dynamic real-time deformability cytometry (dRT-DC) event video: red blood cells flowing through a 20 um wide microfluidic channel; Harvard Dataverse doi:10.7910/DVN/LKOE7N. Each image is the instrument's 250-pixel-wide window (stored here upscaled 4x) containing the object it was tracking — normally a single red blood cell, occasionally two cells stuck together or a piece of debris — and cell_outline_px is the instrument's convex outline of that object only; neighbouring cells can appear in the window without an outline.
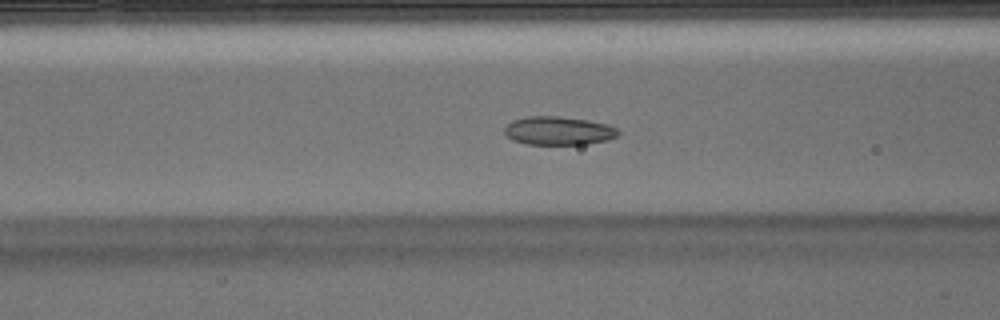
{"species": "Egyptian fruit bat (a non-hibernating species)", "species_latin": "Rousettus aegyptiacus", "temperature_condition": "warm", "stored_images_in_passage": 50, "segment_of_instrument_passage": [1, 2], "camera_frame_rate_fps": 3000, "um_per_image_px": 0.085, "animal": {"sex": "male"}, "frame": {"image": 1, "passage_image": 19, "time_ms": 6.0, "image_size_px": [1000, 320], "cell_outline_px": [[620, 132], [616, 136], [608, 140], [588, 144], [524, 144], [512, 140], [504, 132], [504, 128], [512, 120], [528, 116], [560, 116], [588, 120], [608, 124], [616, 128]], "centroid_in_image_um": [47.47, 11.11], "position_along_channel_um": 119.1, "area_um2": 18.96}}
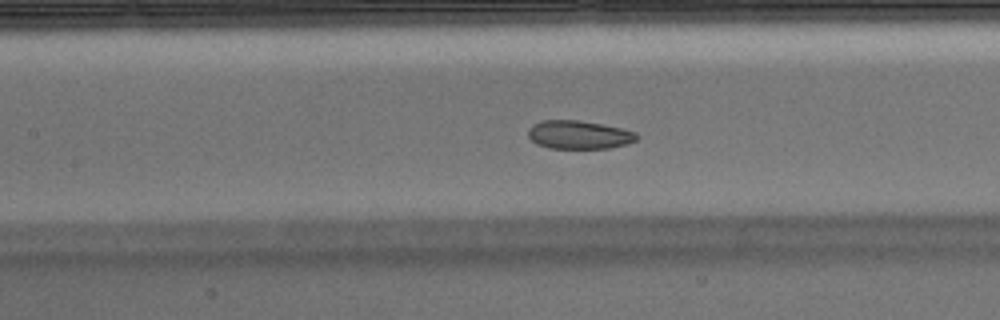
{"frame": {"image": 2, "passage_image": 22, "time_ms": 7.0, "image_size_px": [1000, 320], "cell_outline_px": [[640, 136], [636, 140], [628, 144], [608, 148], [548, 148], [536, 144], [528, 136], [528, 128], [532, 124], [540, 120], [576, 120], [600, 124], [620, 128], [636, 132]], "centroid_in_image_um": [49.19, 11.45], "position_along_channel_um": 158.2, "area_um2": 18.03}}
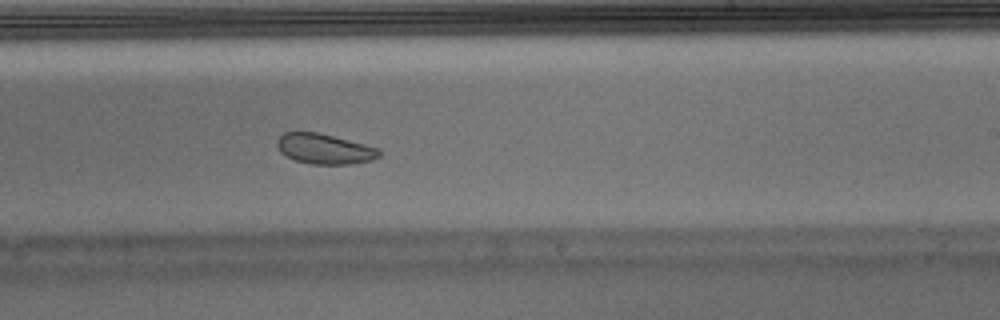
{"frame": {"image": 3, "passage_image": 30, "time_ms": 9.667, "image_size_px": [1000, 320], "cell_outline_px": [[380, 156], [372, 160], [352, 164], [312, 164], [296, 160], [280, 152], [276, 144], [276, 140], [284, 132], [316, 132], [380, 148]], "centroid_in_image_um": [27.58, 12.66], "position_along_channel_um": 261.4, "area_um2": 17.86}}